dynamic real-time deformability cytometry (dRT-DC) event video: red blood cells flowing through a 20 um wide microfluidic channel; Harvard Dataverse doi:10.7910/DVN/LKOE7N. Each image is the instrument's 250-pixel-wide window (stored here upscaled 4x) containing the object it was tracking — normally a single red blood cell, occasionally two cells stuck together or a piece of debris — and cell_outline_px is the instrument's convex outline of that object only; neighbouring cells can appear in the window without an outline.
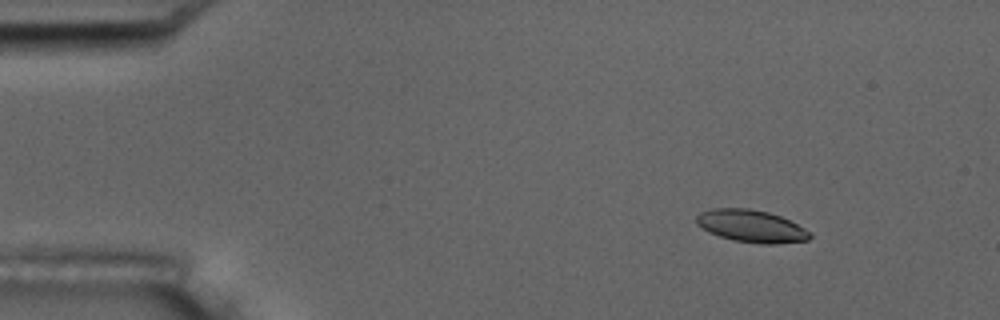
{"species": "common noctule bat (a hibernating species)", "species_latin": "Nyctalus noctula", "temperature_condition": "room temperature", "stored_images_in_passage": 8, "camera_frame_rate_fps": 3000, "um_per_image_px": 0.085, "animal": {"sex": "male", "body_mass_g": 17.5, "forearm_length_mm": 52.3}, "frame": {"image": 1, "passage_image": 2, "time_ms": 1.0, "image_size_px": [1000, 320], "cell_outline_px": [[812, 236], [808, 240], [776, 244], [760, 244], [732, 240], [708, 232], [696, 224], [696, 216], [700, 212], [712, 208], [748, 208], [768, 212], [780, 216], [812, 232]], "centroid_in_image_um": [63.85, 19.22], "position_along_channel_um": 21.2, "area_um2": 21.5}}
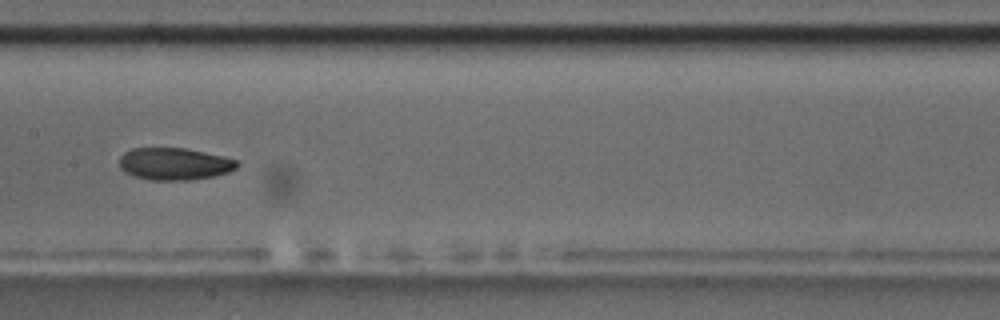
{"frame": {"image": 2, "passage_image": 8, "time_ms": 8.0, "image_size_px": [1000, 320], "cell_outline_px": [[240, 164], [236, 168], [228, 172], [212, 176], [188, 180], [152, 180], [132, 176], [124, 172], [120, 168], [120, 156], [124, 152], [132, 148], [184, 148], [224, 156], [236, 160]], "centroid_in_image_um": [14.8, 13.93], "position_along_channel_um": 192.6, "area_um2": 22.08}}